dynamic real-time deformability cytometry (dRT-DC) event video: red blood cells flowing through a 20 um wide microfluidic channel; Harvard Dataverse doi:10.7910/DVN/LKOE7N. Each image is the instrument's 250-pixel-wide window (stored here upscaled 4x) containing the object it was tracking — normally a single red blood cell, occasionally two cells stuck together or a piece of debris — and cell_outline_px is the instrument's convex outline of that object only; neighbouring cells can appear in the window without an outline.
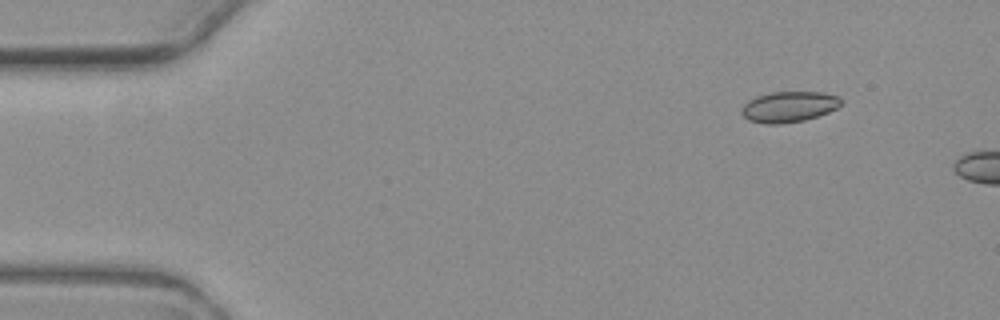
{"species": "common noctule bat (a hibernating species)", "species_latin": "Nyctalus noctula", "temperature_condition": "warm", "stored_images_in_passage": 2, "camera_frame_rate_fps": 3000, "um_per_image_px": 0.085, "animal": {"sex": "female", "body_mass_g": 19.3, "forearm_length_mm": 54.1}, "frame": {"image": 1, "passage_image": 1, "time_ms": 0.0, "image_size_px": [1000, 320], "cell_outline_px": [[840, 104], [836, 108], [828, 112], [804, 120], [780, 124], [764, 124], [748, 120], [740, 112], [744, 104], [748, 100], [756, 96], [772, 92], [820, 92], [840, 96]], "centroid_in_image_um": [67.02, 9.07], "position_along_channel_um": 18.0, "area_um2": 17.74}}